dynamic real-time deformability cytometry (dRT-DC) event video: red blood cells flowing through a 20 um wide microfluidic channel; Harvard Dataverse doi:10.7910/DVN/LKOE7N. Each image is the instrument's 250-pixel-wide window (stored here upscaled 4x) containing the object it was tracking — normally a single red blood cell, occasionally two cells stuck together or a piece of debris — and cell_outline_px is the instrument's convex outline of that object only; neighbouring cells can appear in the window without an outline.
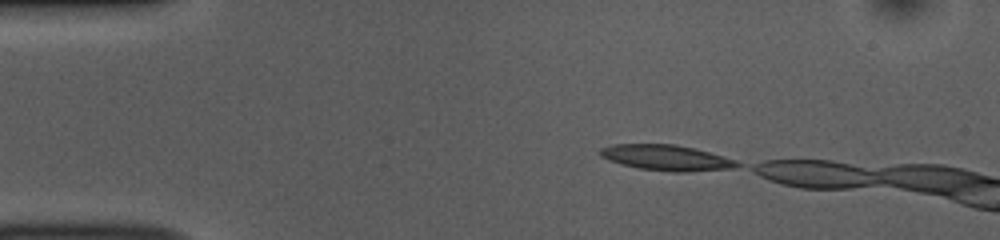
{"species": "common noctule bat (a hibernating species)", "species_latin": "Nyctalus noctula", "temperature_condition": "room temperature", "stored_images_in_passage": 4, "camera_frame_rate_fps": 3000, "um_per_image_px": 0.085, "animal": {"sex": "female", "body_mass_g": 10.0, "forearm_length_mm": 53.1}, "frame": {"image": 1, "passage_image": 1, "time_ms": 0.0, "image_size_px": [1000, 240], "cell_outline_px": [[740, 164], [720, 168], [644, 168], [624, 164], [612, 160], [604, 156], [600, 152], [604, 148], [620, 144], [668, 144], [688, 148], [720, 156], [732, 160]], "centroid_in_image_um": [56.47, 13.33], "position_along_channel_um": 28.5, "area_um2": 17.4}}